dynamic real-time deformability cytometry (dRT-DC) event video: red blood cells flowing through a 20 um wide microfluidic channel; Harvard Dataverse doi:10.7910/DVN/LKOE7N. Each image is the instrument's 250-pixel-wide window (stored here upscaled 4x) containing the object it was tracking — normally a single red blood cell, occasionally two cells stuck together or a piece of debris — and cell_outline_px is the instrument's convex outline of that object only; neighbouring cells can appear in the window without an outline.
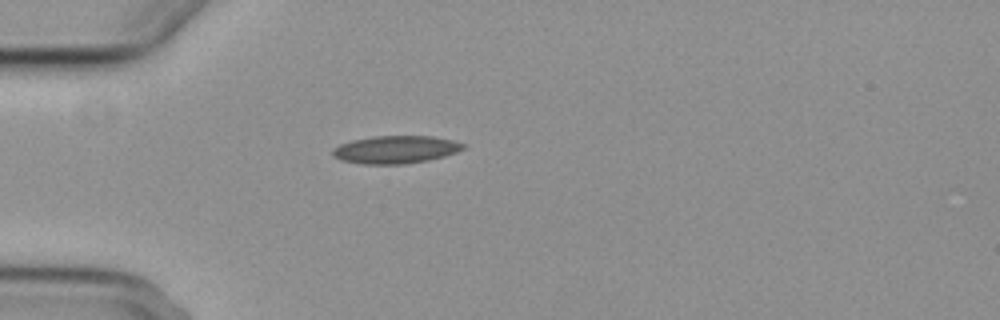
{"species": "common noctule bat (a hibernating species)", "species_latin": "Nyctalus noctula", "temperature_condition": "cold", "stored_images_in_passage": 2, "camera_frame_rate_fps": 3000, "um_per_image_px": 0.085, "animal": {"sex": "female", "body_mass_g": 29.2, "forearm_length_mm": 56.3}, "frame": {"image": 1, "passage_image": 2, "time_ms": 1.333, "image_size_px": [1000, 320], "cell_outline_px": [[464, 148], [456, 152], [444, 156], [428, 160], [404, 164], [364, 164], [344, 160], [332, 156], [332, 148], [340, 144], [352, 140], [372, 136], [432, 136], [452, 140], [464, 144]], "centroid_in_image_um": [33.6, 12.71], "position_along_channel_um": 51.4, "area_um2": 20.98}}